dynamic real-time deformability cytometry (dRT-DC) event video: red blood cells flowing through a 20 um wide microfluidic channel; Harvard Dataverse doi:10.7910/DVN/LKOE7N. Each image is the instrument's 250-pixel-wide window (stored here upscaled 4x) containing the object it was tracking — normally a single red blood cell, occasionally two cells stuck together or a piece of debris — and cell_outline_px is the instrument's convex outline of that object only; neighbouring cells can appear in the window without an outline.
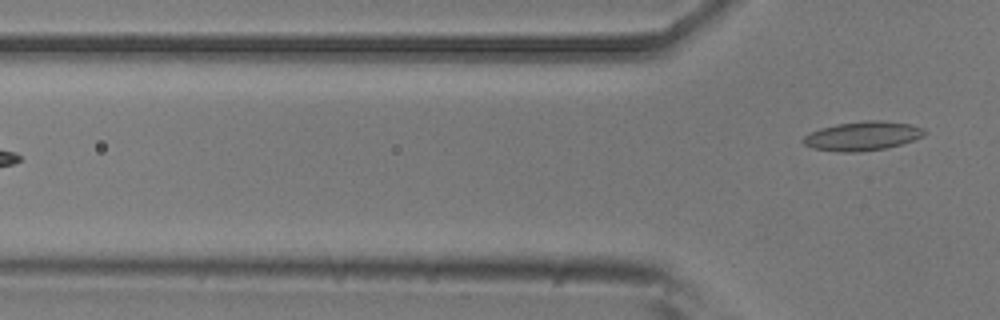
{"species": "common noctule bat (a hibernating species)", "species_latin": "Nyctalus noctula", "temperature_condition": "room temperature", "stored_images_in_passage": 6, "camera_frame_rate_fps": 3000, "um_per_image_px": 0.085, "animal": {"sex": "male", "body_mass_g": 20.5, "forearm_length_mm": 52.5}, "frame": {"image": 1, "passage_image": 6, "time_ms": 1.667, "image_size_px": [1000, 320], "cell_outline_px": [[928, 132], [924, 136], [900, 144], [884, 148], [860, 152], [840, 152], [812, 148], [804, 144], [800, 140], [804, 136], [820, 128], [836, 124], [864, 120], [884, 120], [908, 124], [924, 128]], "centroid_in_image_um": [73.31, 11.55], "position_along_channel_um": 52.5, "area_um2": 20.58}}